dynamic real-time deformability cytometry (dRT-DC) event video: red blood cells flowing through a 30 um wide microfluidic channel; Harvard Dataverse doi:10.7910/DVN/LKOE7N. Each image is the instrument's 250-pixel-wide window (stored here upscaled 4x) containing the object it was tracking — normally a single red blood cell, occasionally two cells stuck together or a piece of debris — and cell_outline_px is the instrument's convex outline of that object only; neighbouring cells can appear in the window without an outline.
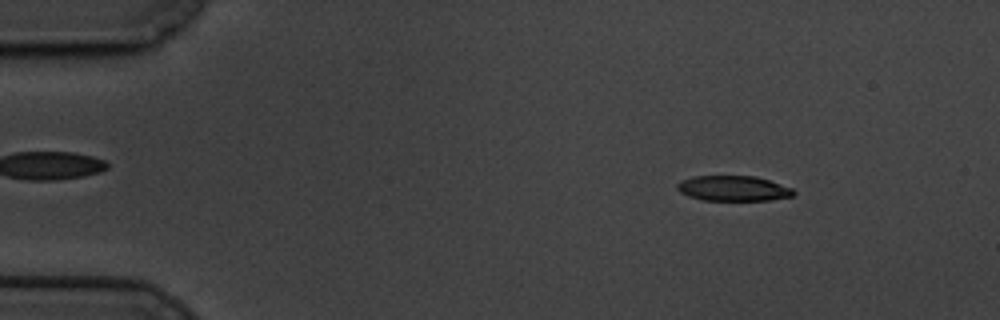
{"species": "common noctule bat (a hibernating species)", "species_latin": "Nyctalus noctula", "temperature_condition": "cold", "stored_images_in_passage": 54, "camera_frame_rate_fps": 3000, "um_per_image_px": 0.085, "animal": {"sex": "male", "body_mass_g": 19.5, "forearm_length_mm": 54.6}, "frame": {"image": 1, "passage_image": 2, "time_ms": 0.333, "image_size_px": [1000, 320], "cell_outline_px": [[796, 192], [792, 196], [772, 200], [704, 200], [688, 196], [680, 192], [676, 188], [676, 184], [680, 180], [692, 176], [756, 176], [792, 188]], "centroid_in_image_um": [62.3, 16.01], "position_along_channel_um": 22.7, "area_um2": 17.17}}
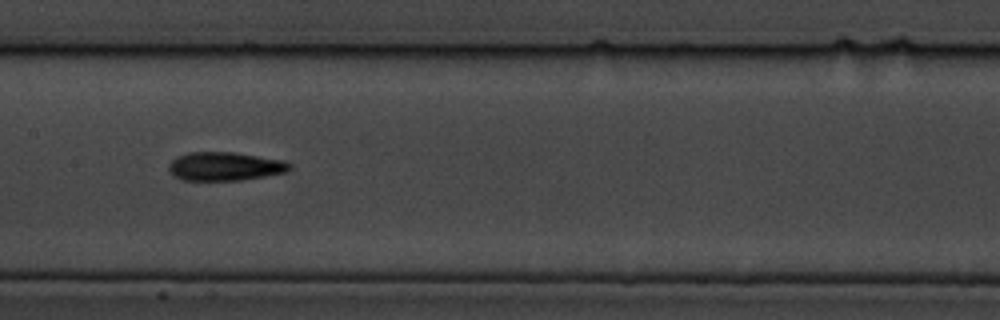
{"frame": {"image": 2, "passage_image": 24, "time_ms": 7.667, "image_size_px": [1000, 320], "cell_outline_px": [[292, 168], [288, 172], [240, 180], [184, 180], [176, 176], [168, 168], [168, 164], [176, 156], [188, 152], [236, 152], [284, 160], [292, 164]], "centroid_in_image_um": [19.16, 14.12], "position_along_channel_um": 188.2, "area_um2": 20.23}}
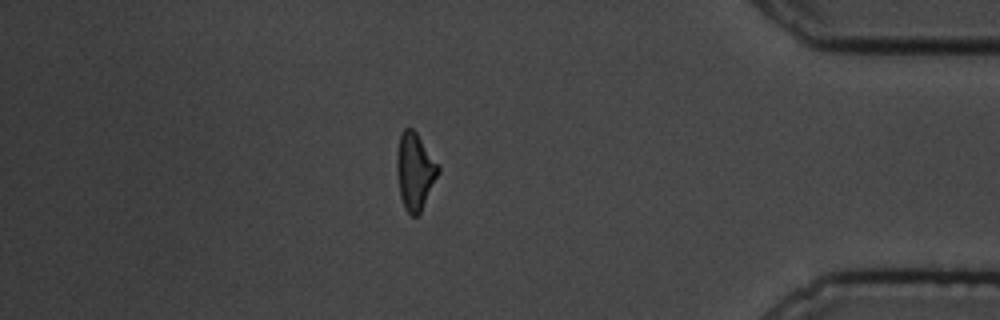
{"frame": {"image": 3, "passage_image": 46, "time_ms": 15.0, "image_size_px": [1000, 320], "cell_outline_px": [[440, 172], [420, 212], [416, 216], [412, 216], [404, 208], [400, 196], [396, 168], [396, 156], [400, 132], [404, 128], [412, 128], [416, 132], [440, 164]], "centroid_in_image_um": [35.27, 14.52], "position_along_channel_um": 399.9, "area_um2": 18.79}, "authors_computed_cell_mechanics": {"area_um2": 18.9584, "velocity_mm_per_s": 3.3487, "shape_relaxation_time_tau1_ms": 3.4863, "shape_relaxation_time_tau2_ms": 7.8032, "deformation_change_tau1": 0.1889, "deformation_change_tau2": 0.1944}}